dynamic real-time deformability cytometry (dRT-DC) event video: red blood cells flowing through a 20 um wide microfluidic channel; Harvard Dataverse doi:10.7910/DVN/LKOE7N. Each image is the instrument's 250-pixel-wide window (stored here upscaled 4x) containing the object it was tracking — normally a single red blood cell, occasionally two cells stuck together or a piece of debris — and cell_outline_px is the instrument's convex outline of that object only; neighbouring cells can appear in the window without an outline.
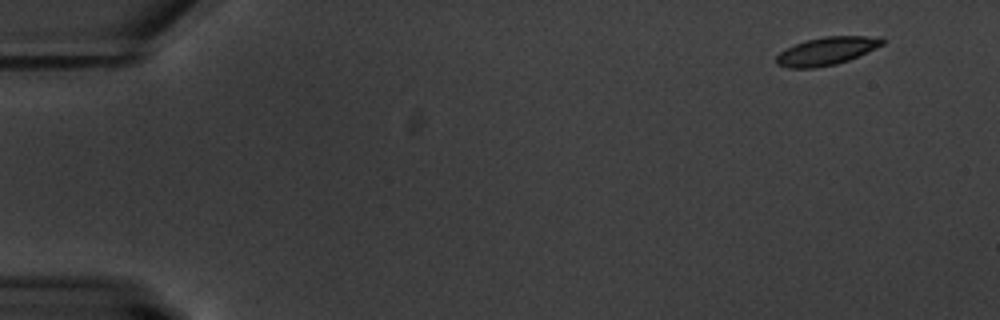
{"species": "common noctule bat (a hibernating species)", "species_latin": "Nyctalus noctula", "temperature_condition": "warm", "stored_images_in_passage": 6, "camera_frame_rate_fps": 3000, "um_per_image_px": 0.085, "animal": {"sex": "male", "body_mass_g": 20.1, "forearm_length_mm": 53.5}, "frame": {"image": 1, "passage_image": 1, "time_ms": 0.0, "image_size_px": [1000, 320], "cell_outline_px": [[884, 44], [848, 60], [836, 64], [816, 68], [788, 68], [776, 64], [776, 56], [780, 52], [796, 44], [808, 40], [824, 36], [880, 36], [884, 40]], "centroid_in_image_um": [70.26, 4.34], "position_along_channel_um": 14.7, "area_um2": 17.11}}
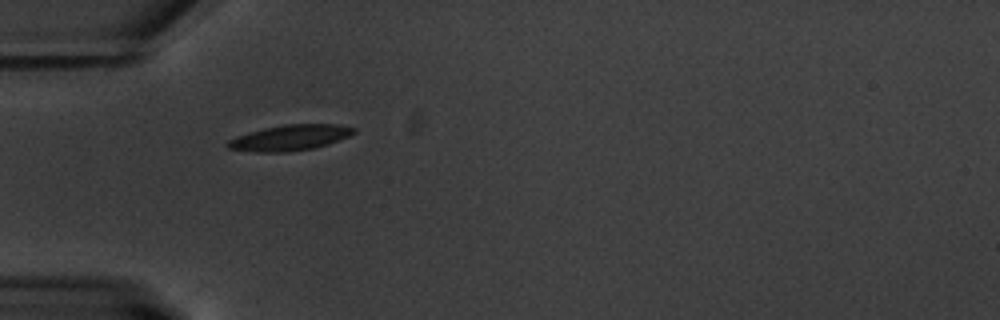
{"frame": {"image": 2, "passage_image": 5, "time_ms": 4.667, "image_size_px": [1000, 320], "cell_outline_px": [[356, 132], [348, 136], [328, 144], [312, 148], [288, 152], [256, 152], [228, 148], [224, 144], [228, 140], [236, 136], [248, 132], [264, 128], [284, 124], [340, 124], [356, 128]], "centroid_in_image_um": [24.63, 11.7], "position_along_channel_um": 60.4, "area_um2": 18.9}}